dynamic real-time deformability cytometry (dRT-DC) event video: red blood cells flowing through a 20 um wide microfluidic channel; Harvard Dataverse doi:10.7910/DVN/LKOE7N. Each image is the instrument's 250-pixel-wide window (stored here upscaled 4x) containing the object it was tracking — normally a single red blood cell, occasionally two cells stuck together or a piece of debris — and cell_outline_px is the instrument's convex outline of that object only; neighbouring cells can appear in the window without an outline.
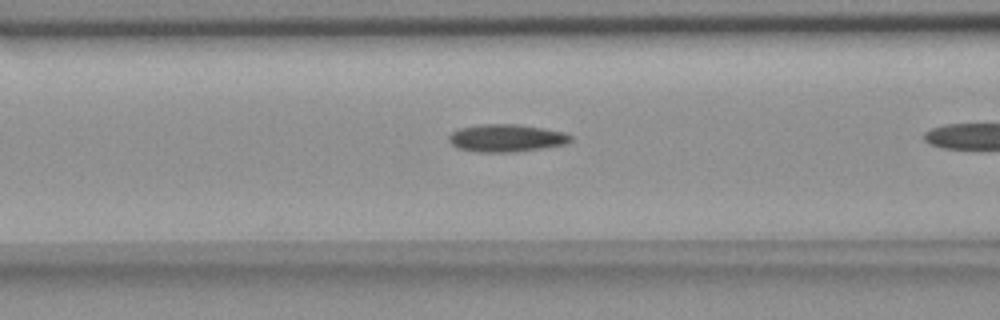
{"species": "common noctule bat (a hibernating species)", "species_latin": "Nyctalus noctula", "temperature_condition": "room temperature", "stored_images_in_passage": 6, "camera_frame_rate_fps": 3000, "um_per_image_px": 0.085, "animal": {"sex": "female", "body_mass_g": 18.4}, "frame": {"image": 1, "passage_image": 5, "time_ms": 1.333, "image_size_px": [1000, 320], "cell_outline_px": [[572, 140], [564, 144], [516, 152], [476, 152], [456, 148], [448, 140], [448, 136], [452, 132], [460, 128], [480, 124], [516, 124], [564, 132], [572, 136]], "centroid_in_image_um": [42.99, 11.74], "position_along_channel_um": 123.6, "area_um2": 19.48}}